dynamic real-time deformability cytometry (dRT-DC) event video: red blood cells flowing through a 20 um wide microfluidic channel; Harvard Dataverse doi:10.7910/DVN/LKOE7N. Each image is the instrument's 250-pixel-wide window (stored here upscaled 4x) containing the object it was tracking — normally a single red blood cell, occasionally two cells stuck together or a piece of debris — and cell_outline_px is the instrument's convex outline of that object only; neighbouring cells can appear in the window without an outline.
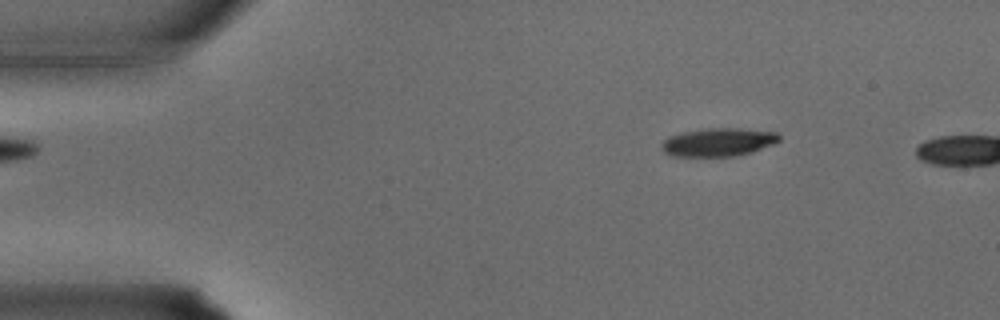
{"species": "common noctule bat (a hibernating species)", "species_latin": "Nyctalus noctula", "temperature_condition": "warm", "stored_images_in_passage": 5, "camera_frame_rate_fps": 3000, "um_per_image_px": 0.085, "animal": {"sex": "male", "body_mass_g": 15.6}, "frame": {"image": 1, "passage_image": 4, "time_ms": 1.0, "image_size_px": [1000, 320], "cell_outline_px": [[780, 140], [772, 144], [752, 152], [736, 156], [672, 156], [664, 152], [660, 148], [660, 144], [668, 136], [684, 132], [708, 128], [740, 128], [776, 132], [780, 136]], "centroid_in_image_um": [61.03, 12.08], "position_along_channel_um": 24.0, "area_um2": 19.36}}